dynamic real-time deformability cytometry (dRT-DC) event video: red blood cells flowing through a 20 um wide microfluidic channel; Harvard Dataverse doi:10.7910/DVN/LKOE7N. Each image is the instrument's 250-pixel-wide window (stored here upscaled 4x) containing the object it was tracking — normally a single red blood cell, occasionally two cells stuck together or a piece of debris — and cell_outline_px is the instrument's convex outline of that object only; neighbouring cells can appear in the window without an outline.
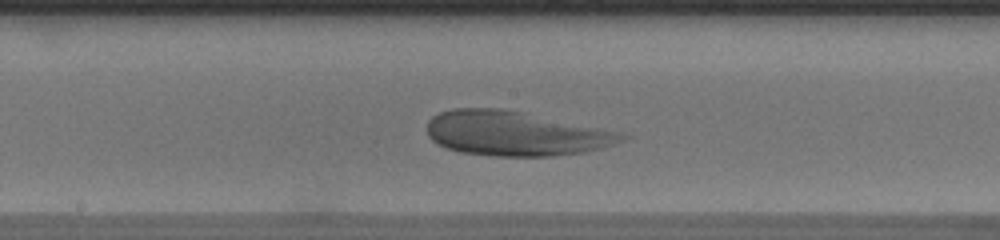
{"species": "human", "species_latin": "Homo sapiens", "temperature_condition": "warm", "stored_images_in_passage": 34, "camera_frame_rate_fps": 3000, "um_per_image_px": 0.085, "donor": {"sex": "male"}, "frame": {"image": 1, "passage_image": 17, "time_ms": 5.333, "image_size_px": [1000, 240], "cell_outline_px": [[632, 136], [624, 140], [600, 148], [584, 152], [552, 156], [492, 156], [460, 152], [444, 148], [436, 144], [428, 136], [428, 120], [432, 116], [440, 112], [452, 108], [504, 108], [616, 132]], "centroid_in_image_um": [43.71, 11.35], "position_along_channel_um": 204.5, "area_um2": 50.29}}
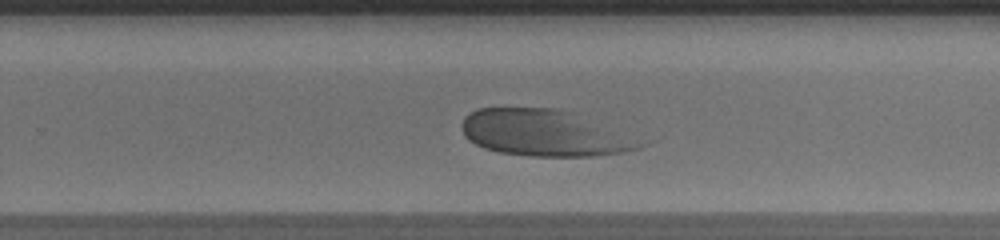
{"frame": {"image": 2, "passage_image": 23, "time_ms": 7.333, "image_size_px": [1000, 240], "cell_outline_px": [[648, 144], [640, 148], [624, 152], [592, 156], [532, 156], [500, 152], [484, 148], [468, 140], [464, 136], [460, 124], [464, 116], [468, 112], [476, 108], [560, 108], [576, 112]], "centroid_in_image_um": [46.22, 11.29], "position_along_channel_um": 283.6, "area_um2": 48.38}}
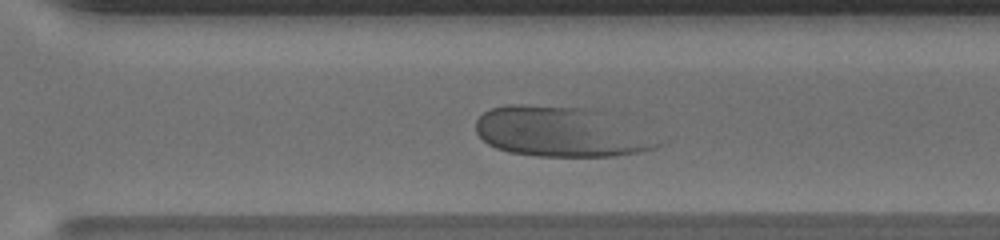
{"frame": {"image": 3, "passage_image": 26, "time_ms": 8.333, "image_size_px": [1000, 240], "cell_outline_px": [[668, 140], [664, 144], [656, 148], [644, 152], [616, 156], [536, 156], [508, 152], [496, 148], [488, 144], [476, 132], [476, 120], [484, 112], [492, 108], [512, 104], [516, 104], [588, 108]], "centroid_in_image_um": [47.73, 11.23], "position_along_channel_um": 322.9, "area_um2": 53.23}}